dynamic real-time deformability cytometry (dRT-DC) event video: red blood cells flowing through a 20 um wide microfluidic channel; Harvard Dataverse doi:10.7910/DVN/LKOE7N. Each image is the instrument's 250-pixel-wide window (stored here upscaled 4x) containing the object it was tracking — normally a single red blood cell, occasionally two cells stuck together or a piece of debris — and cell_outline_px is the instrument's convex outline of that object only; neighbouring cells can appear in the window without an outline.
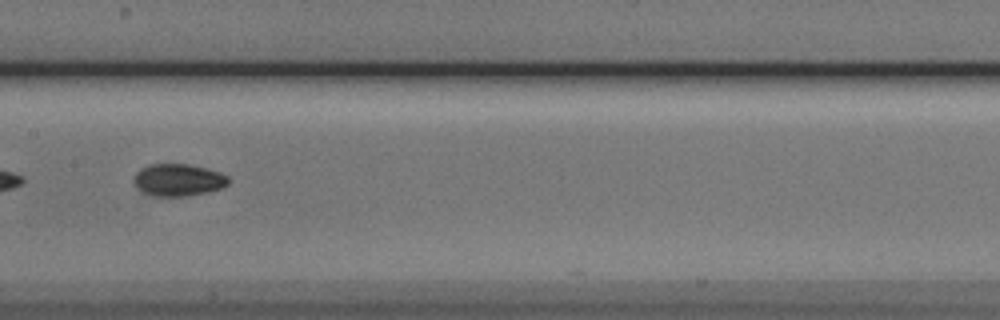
{"species": "Egyptian fruit bat (a non-hibernating species)", "species_latin": "Rousettus aegyptiacus", "temperature_condition": "cold", "stored_images_in_passage": 8, "camera_frame_rate_fps": 3000, "um_per_image_px": 0.085, "animal": {"sex": "male"}, "frame": {"image": 1, "passage_image": 5, "time_ms": 4.667, "image_size_px": [1000, 320], "cell_outline_px": [[228, 184], [220, 188], [208, 192], [188, 196], [152, 196], [136, 188], [132, 180], [136, 172], [140, 168], [148, 164], [188, 164], [220, 172], [228, 176]], "centroid_in_image_um": [15.11, 15.3], "position_along_channel_um": 192.3, "area_um2": 17.86}}
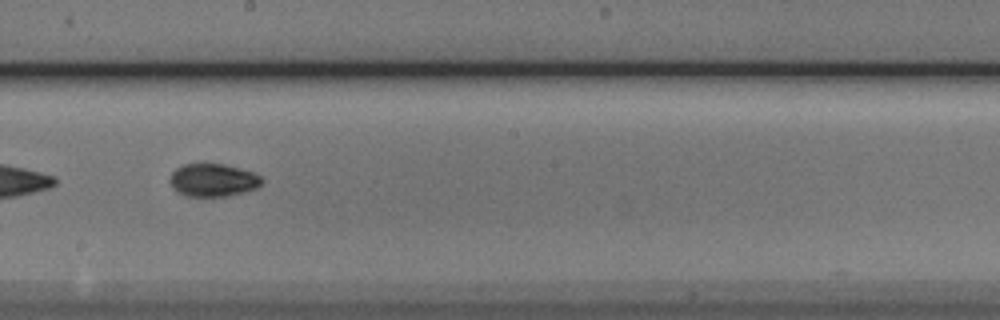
{"frame": {"image": 2, "passage_image": 6, "time_ms": 5.667, "image_size_px": [1000, 320], "cell_outline_px": [[264, 180], [256, 188], [244, 192], [228, 196], [188, 196], [176, 192], [168, 180], [172, 172], [176, 168], [184, 164], [224, 164], [252, 172], [260, 176]], "centroid_in_image_um": [18.08, 15.31], "position_along_channel_um": 230.1, "area_um2": 17.57}}
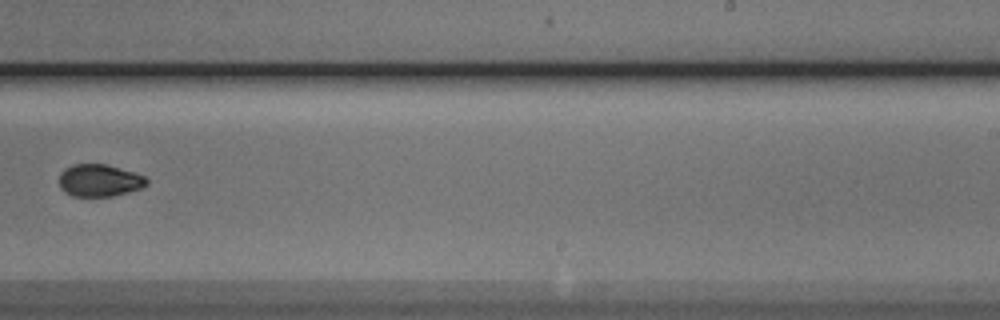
{"frame": {"image": 3, "passage_image": 7, "time_ms": 7.0, "image_size_px": [1000, 320], "cell_outline_px": [[148, 184], [140, 188], [128, 192], [112, 196], [72, 196], [64, 192], [60, 188], [60, 172], [64, 168], [72, 164], [104, 164], [132, 172], [144, 176], [148, 180]], "centroid_in_image_um": [8.41, 15.34], "position_along_channel_um": 280.6, "area_um2": 16.36}}